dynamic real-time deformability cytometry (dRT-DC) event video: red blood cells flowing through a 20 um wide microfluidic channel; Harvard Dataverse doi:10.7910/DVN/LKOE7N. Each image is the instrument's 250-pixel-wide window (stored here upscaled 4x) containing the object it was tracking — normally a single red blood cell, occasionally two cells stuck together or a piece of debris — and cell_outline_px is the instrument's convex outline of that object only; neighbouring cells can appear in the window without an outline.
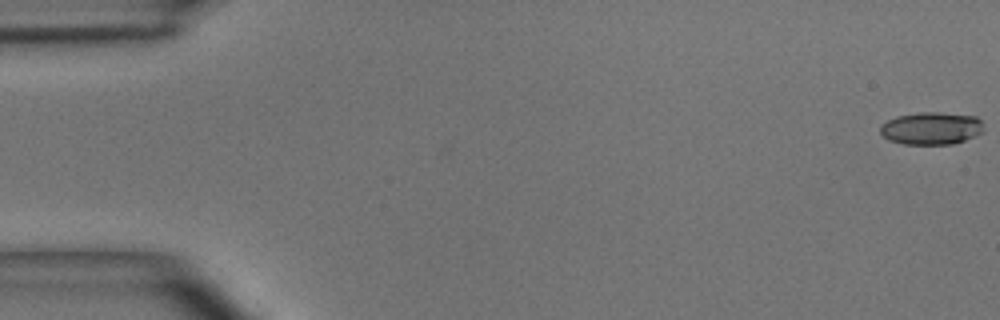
{"species": "common noctule bat (a hibernating species)", "species_latin": "Nyctalus noctula", "temperature_condition": "room temperature", "stored_images_in_passage": 50, "camera_frame_rate_fps": 3000, "um_per_image_px": 0.085, "animal": {"sex": "male", "body_mass_g": 15.6}, "frame": {"image": 1, "passage_image": 1, "time_ms": 0.0, "image_size_px": [1000, 320], "cell_outline_px": [[984, 128], [980, 132], [964, 140], [952, 144], [904, 144], [888, 140], [880, 132], [880, 124], [896, 116], [920, 112], [936, 112], [976, 116], [980, 120]], "centroid_in_image_um": [79.12, 10.9], "position_along_channel_um": 5.9, "area_um2": 19.48}}
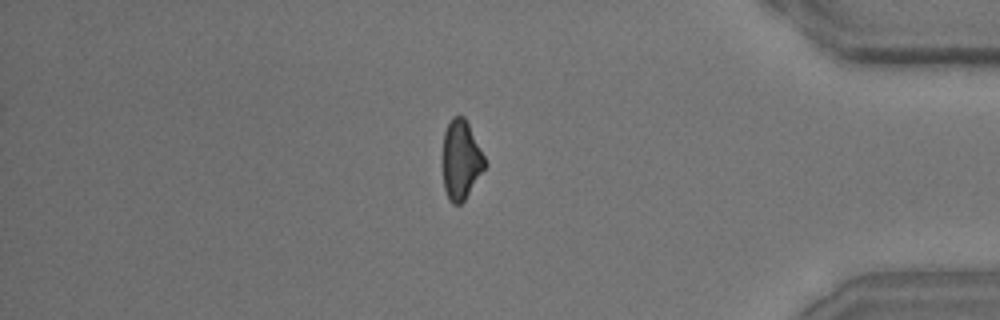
{"frame": {"image": 2, "passage_image": 43, "time_ms": 14.0, "image_size_px": [1000, 320], "cell_outline_px": [[488, 164], [464, 200], [460, 204], [452, 204], [448, 200], [444, 188], [444, 132], [452, 116], [464, 116]], "centroid_in_image_um": [39.2, 13.61], "position_along_channel_um": 396.0, "area_um2": 19.13}}
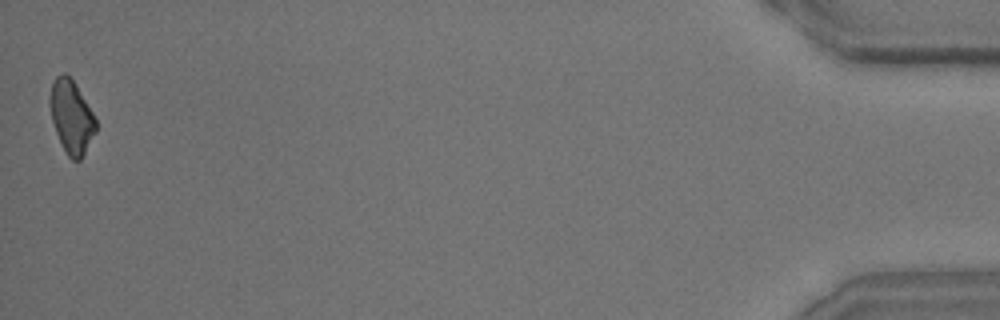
{"frame": {"image": 3, "passage_image": 50, "time_ms": 16.333, "image_size_px": [1000, 320], "cell_outline_px": [[96, 132], [80, 160], [72, 160], [68, 156], [56, 132], [52, 120], [52, 84], [56, 76], [64, 72], [76, 84], [92, 112], [96, 120]], "centroid_in_image_um": [6.11, 9.95], "position_along_channel_um": 429.1, "area_um2": 18.79}, "authors_computed_cell_mechanics": {"area_um2": 20.4034, "velocity_mm_per_s": 4.0221, "shape_relaxation_time_tau1_ms": 4.4395, "shape_relaxation_time_tau2_ms": 3.8064, "deformation_change_tau1": 0.1709, "deformation_change_tau2": 0.1338}}